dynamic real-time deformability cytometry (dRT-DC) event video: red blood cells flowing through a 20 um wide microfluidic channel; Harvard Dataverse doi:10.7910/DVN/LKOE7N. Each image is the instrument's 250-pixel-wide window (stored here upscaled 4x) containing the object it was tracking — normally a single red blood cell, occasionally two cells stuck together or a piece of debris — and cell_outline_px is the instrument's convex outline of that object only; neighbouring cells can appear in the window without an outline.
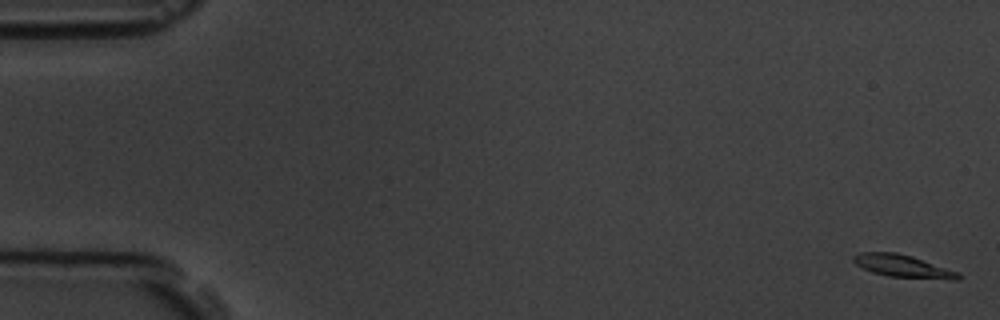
{"species": "common noctule bat (a hibernating species)", "species_latin": "Nyctalus noctula", "temperature_condition": "room temperature", "stored_images_in_passage": 15, "camera_frame_rate_fps": 3000, "um_per_image_px": 0.085, "animal": {"sex": "male", "body_mass_g": 19.5, "forearm_length_mm": 54.6}, "frame": {"image": 1, "passage_image": 1, "time_ms": 0.0, "image_size_px": [1000, 320], "cell_outline_px": [[964, 276], [960, 280], [952, 280], [888, 276], [872, 272], [856, 264], [852, 260], [852, 256], [860, 252], [896, 252], [912, 256], [960, 272]], "centroid_in_image_um": [76.81, 22.63], "position_along_channel_um": 8.2, "area_um2": 13.93}}
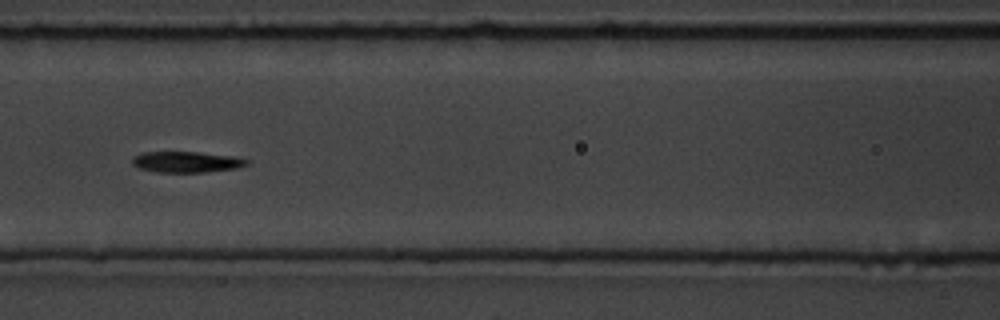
{"frame": {"image": 2, "passage_image": 7, "time_ms": 8.0, "image_size_px": [1000, 320], "cell_outline_px": [[248, 164], [240, 168], [204, 172], [156, 172], [140, 168], [132, 164], [132, 156], [144, 152], [196, 152], [232, 156], [248, 160]], "centroid_in_image_um": [15.84, 13.77], "position_along_channel_um": 150.8, "area_um2": 13.93}}
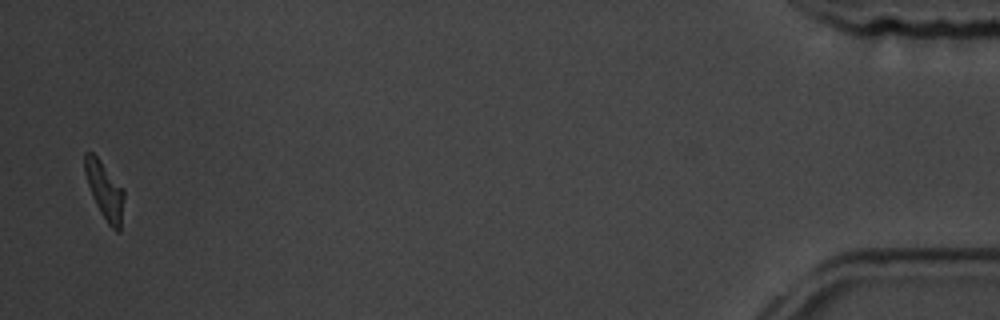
{"frame": {"image": 3, "passage_image": 15, "time_ms": 18.0, "image_size_px": [1000, 320], "cell_outline_px": [[124, 196], [120, 232], [116, 232], [108, 224], [100, 212], [92, 196], [84, 172], [84, 152], [92, 152], [100, 160], [124, 188]], "centroid_in_image_um": [8.9, 16.19], "position_along_channel_um": 426.3, "area_um2": 13.12}, "authors_computed_cell_mechanics": {"area_um2": 14.0454, "velocity_mm_per_s": 3.6522, "shape_relaxation_time_tau1_ms": 6.876, "shape_relaxation_time_tau2_ms": null, "deformation_change_tau1": 0.1944, "deformation_change_tau2": null}}